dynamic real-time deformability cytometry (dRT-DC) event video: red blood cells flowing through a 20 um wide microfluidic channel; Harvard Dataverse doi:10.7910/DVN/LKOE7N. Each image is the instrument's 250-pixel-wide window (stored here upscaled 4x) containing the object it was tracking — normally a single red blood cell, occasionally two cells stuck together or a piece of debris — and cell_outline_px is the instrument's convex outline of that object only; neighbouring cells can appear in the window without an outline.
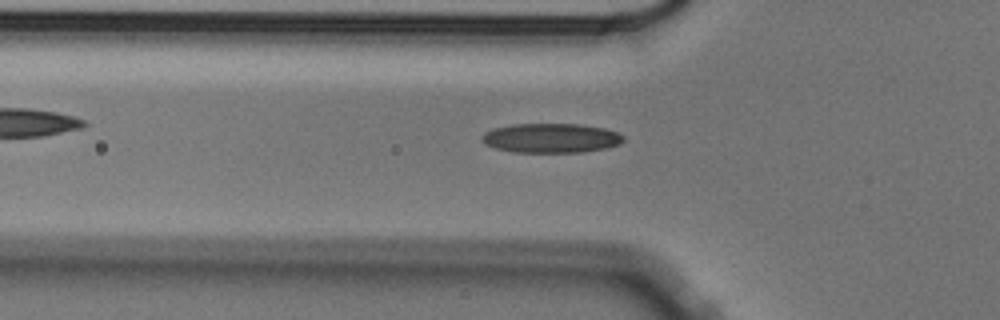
{"species": "Egyptian fruit bat (a non-hibernating species)", "species_latin": "Rousettus aegyptiacus", "temperature_condition": "cold", "stored_images_in_passage": 58, "camera_frame_rate_fps": 3000, "um_per_image_px": 0.085, "animal": {"sex": "male"}, "frame": {"image": 1, "passage_image": 19, "time_ms": 6.0, "image_size_px": [1000, 320], "cell_outline_px": [[624, 140], [620, 144], [604, 148], [580, 152], [512, 152], [496, 148], [484, 144], [480, 140], [480, 136], [484, 132], [492, 128], [512, 124], [580, 124], [604, 128], [616, 132], [624, 136]], "centroid_in_image_um": [46.78, 11.73], "position_along_channel_um": 79.0, "area_um2": 24.39}}
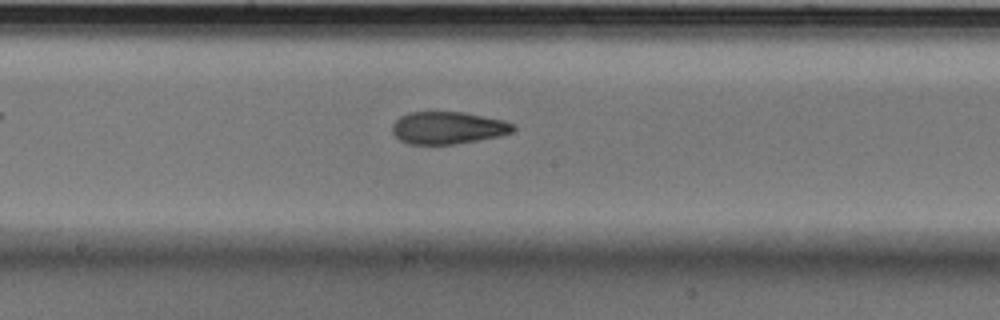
{"frame": {"image": 2, "passage_image": 30, "time_ms": 9.667, "image_size_px": [1000, 320], "cell_outline_px": [[516, 128], [512, 132], [500, 136], [456, 144], [408, 144], [400, 140], [392, 132], [392, 124], [400, 116], [408, 112], [464, 112], [504, 120], [516, 124]], "centroid_in_image_um": [38.09, 10.86], "position_along_channel_um": 210.1, "area_um2": 22.95}}
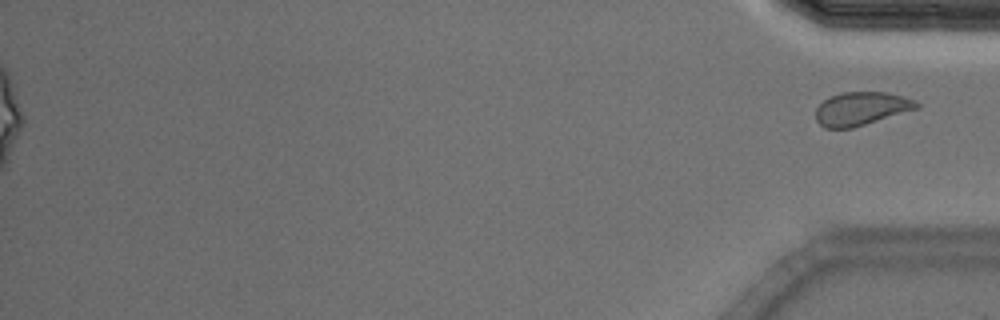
{"frame": {"image": 3, "passage_image": 58, "time_ms": 19.0, "image_size_px": [1000, 320], "cell_outline_px": [[920, 108], [852, 128], [824, 128], [816, 120], [816, 108], [828, 96], [844, 92], [888, 92], [912, 100], [920, 104]], "centroid_in_image_um": [73.19, 9.23], "position_along_channel_um": 362.0, "area_um2": 19.54}}